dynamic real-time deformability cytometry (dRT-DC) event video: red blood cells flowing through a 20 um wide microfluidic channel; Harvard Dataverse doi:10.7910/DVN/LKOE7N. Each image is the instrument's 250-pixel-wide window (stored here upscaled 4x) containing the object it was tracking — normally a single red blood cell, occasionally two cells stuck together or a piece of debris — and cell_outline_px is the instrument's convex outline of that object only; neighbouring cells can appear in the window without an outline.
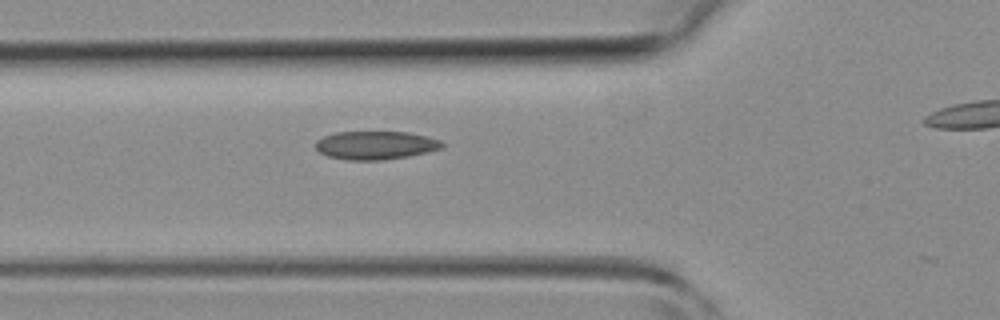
{"species": "common noctule bat (a hibernating species)", "species_latin": "Nyctalus noctula", "temperature_condition": "room temperature", "stored_images_in_passage": 3, "camera_frame_rate_fps": 3000, "um_per_image_px": 0.085, "animal": {"sex": "female", "body_mass_g": 19.3, "forearm_length_mm": 54.1}, "frame": {"image": 1, "passage_image": 2, "time_ms": 0.333, "image_size_px": [1000, 320], "cell_outline_px": [[444, 148], [428, 152], [408, 156], [384, 160], [348, 160], [328, 156], [320, 152], [316, 148], [316, 140], [324, 136], [336, 132], [408, 132], [428, 136], [440, 140], [444, 144]], "centroid_in_image_um": [31.96, 12.34], "position_along_channel_um": 93.8, "area_um2": 20.98}}